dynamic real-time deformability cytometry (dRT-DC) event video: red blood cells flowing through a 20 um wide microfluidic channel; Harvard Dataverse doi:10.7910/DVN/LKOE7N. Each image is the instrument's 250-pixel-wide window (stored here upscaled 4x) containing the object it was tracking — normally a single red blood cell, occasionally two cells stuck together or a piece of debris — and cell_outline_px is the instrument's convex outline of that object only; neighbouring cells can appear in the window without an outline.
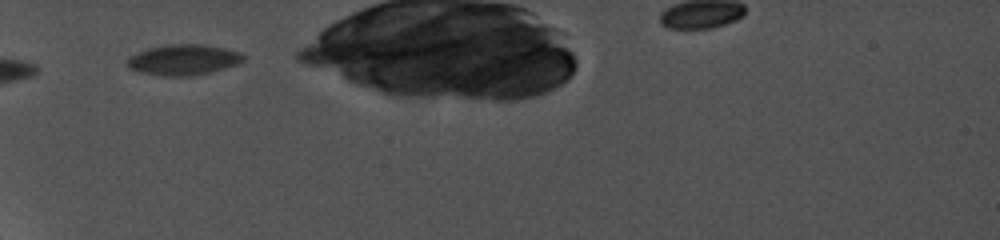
{"species": "common noctule bat (a hibernating species)", "species_latin": "Nyctalus noctula", "temperature_condition": "cold", "stored_images_in_passage": 2, "camera_frame_rate_fps": 5000, "um_per_image_px": 0.085, "animal": {"sex": "female", "body_mass_g": 19.0, "forearm_length_mm": 56.7}, "frame": {"image": 1, "passage_image": 1, "time_ms": 0.0, "image_size_px": [1000, 240], "cell_outline_px": [[244, 60], [240, 64], [192, 76], [164, 76], [140, 72], [128, 68], [128, 56], [148, 48], [168, 44], [204, 44], [224, 48], [240, 52], [244, 56]], "centroid_in_image_um": [15.59, 5.07], "position_along_channel_um": 69.4, "area_um2": 20.75}}